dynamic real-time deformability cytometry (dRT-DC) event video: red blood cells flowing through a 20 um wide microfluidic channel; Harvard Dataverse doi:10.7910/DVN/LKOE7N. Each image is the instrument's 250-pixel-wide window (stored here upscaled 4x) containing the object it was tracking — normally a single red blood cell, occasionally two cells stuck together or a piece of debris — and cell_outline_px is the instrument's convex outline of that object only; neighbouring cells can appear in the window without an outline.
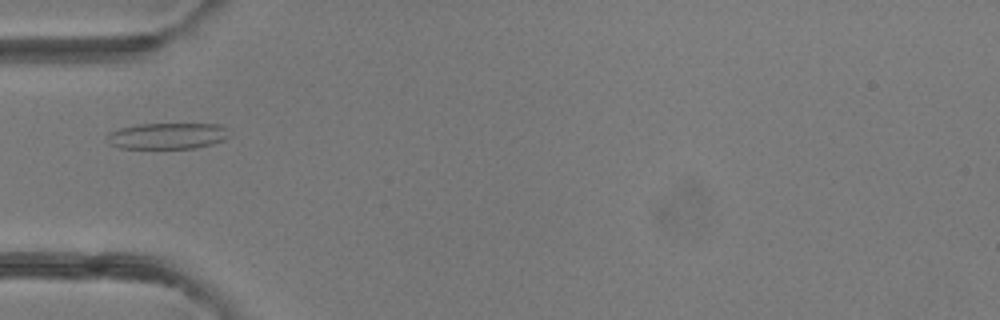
{"species": "common noctule bat (a hibernating species)", "species_latin": "Nyctalus noctula", "temperature_condition": "room temperature", "stored_images_in_passage": 6, "camera_frame_rate_fps": 3000, "um_per_image_px": 0.085, "animal": {"sex": "female"}, "frame": {"image": 1, "passage_image": 5, "time_ms": 5.333, "image_size_px": [1000, 320], "cell_outline_px": [[228, 136], [224, 140], [212, 144], [196, 148], [120, 148], [108, 144], [104, 136], [108, 132], [120, 128], [140, 124], [220, 124], [228, 128]], "centroid_in_image_um": [14.19, 11.55], "position_along_channel_um": 70.8, "area_um2": 18.84}}